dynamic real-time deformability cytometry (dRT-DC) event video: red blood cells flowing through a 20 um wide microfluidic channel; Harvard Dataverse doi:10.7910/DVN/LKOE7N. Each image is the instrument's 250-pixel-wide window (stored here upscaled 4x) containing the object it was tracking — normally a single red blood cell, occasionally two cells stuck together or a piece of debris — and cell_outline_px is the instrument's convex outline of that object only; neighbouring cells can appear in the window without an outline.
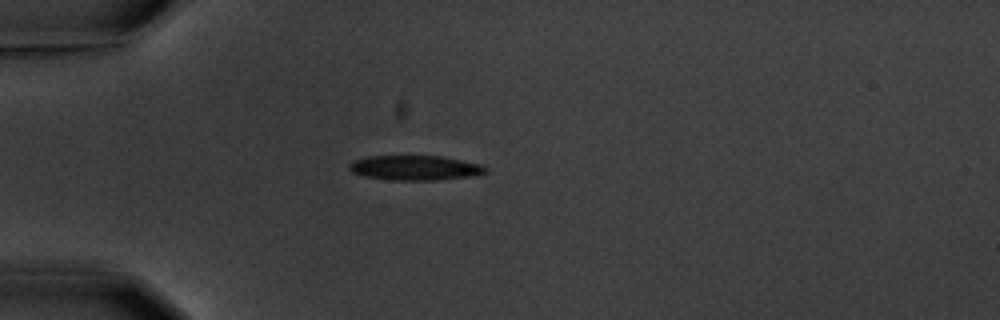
{"species": "common noctule bat (a hibernating species)", "species_latin": "Nyctalus noctula", "temperature_condition": "warm", "stored_images_in_passage": 1, "camera_frame_rate_fps": 3000, "um_per_image_px": 0.085, "animal": {"sex": "male", "body_mass_g": 20.1, "forearm_length_mm": 53.5}, "frame": {"image": 1, "passage_image": 1, "time_ms": 0.0, "image_size_px": [1000, 320], "cell_outline_px": [[488, 172], [472, 176], [436, 180], [388, 180], [364, 176], [352, 172], [348, 168], [348, 164], [352, 160], [368, 156], [440, 156], [484, 164], [488, 168]], "centroid_in_image_um": [35.29, 14.26], "position_along_channel_um": 49.7, "area_um2": 19.94}}